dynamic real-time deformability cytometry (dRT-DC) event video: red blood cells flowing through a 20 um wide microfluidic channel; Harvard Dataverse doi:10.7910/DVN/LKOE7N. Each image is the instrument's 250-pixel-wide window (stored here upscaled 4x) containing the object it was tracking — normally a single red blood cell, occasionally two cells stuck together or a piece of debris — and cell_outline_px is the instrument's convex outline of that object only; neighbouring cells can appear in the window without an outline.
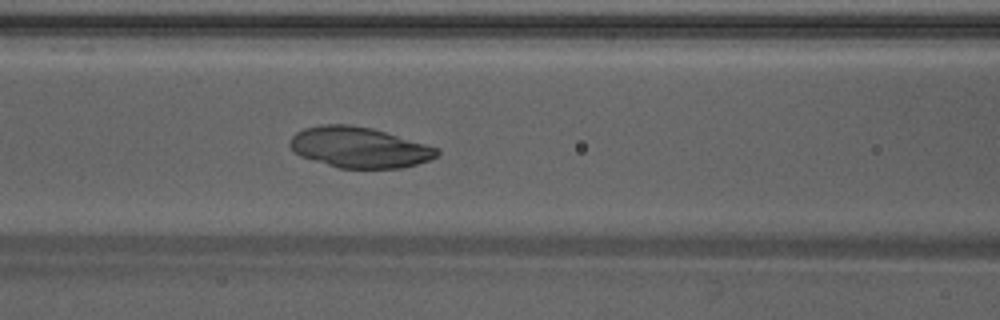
{"species": "Egyptian fruit bat (a non-hibernating species)", "species_latin": "Rousettus aegyptiacus", "temperature_condition": "warm", "stored_images_in_passage": 42, "camera_frame_rate_fps": 3000, "um_per_image_px": 0.085, "animal": {"sex": "male"}, "frame": {"image": 1, "passage_image": 21, "time_ms": 6.667, "image_size_px": [1000, 320], "cell_outline_px": [[440, 152], [436, 156], [428, 160], [416, 164], [400, 168], [340, 168], [312, 160], [300, 156], [288, 144], [292, 136], [296, 132], [304, 128], [320, 124], [348, 124], [372, 128], [440, 148]], "centroid_in_image_um": [30.52, 12.52], "position_along_channel_um": 136.1, "area_um2": 34.8}}
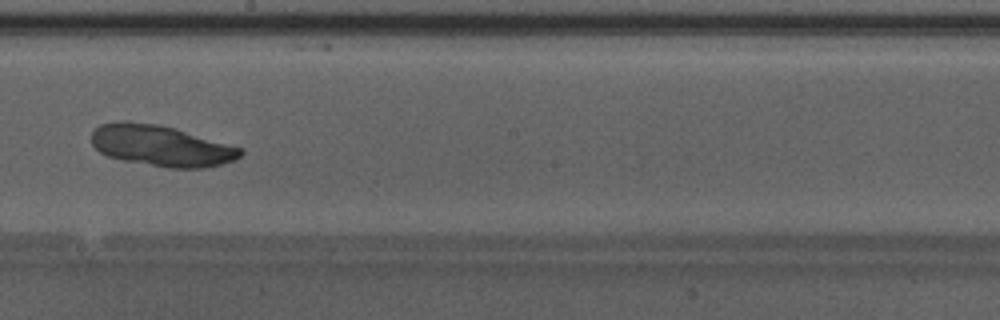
{"frame": {"image": 2, "passage_image": 28, "time_ms": 9.0, "image_size_px": [1000, 320], "cell_outline_px": [[244, 152], [240, 156], [232, 160], [220, 164], [204, 168], [168, 168], [124, 160], [108, 156], [100, 152], [92, 144], [92, 132], [100, 124], [120, 120], [160, 124], [176, 128], [244, 148]], "centroid_in_image_um": [13.71, 12.37], "position_along_channel_um": 234.5, "area_um2": 35.72}}
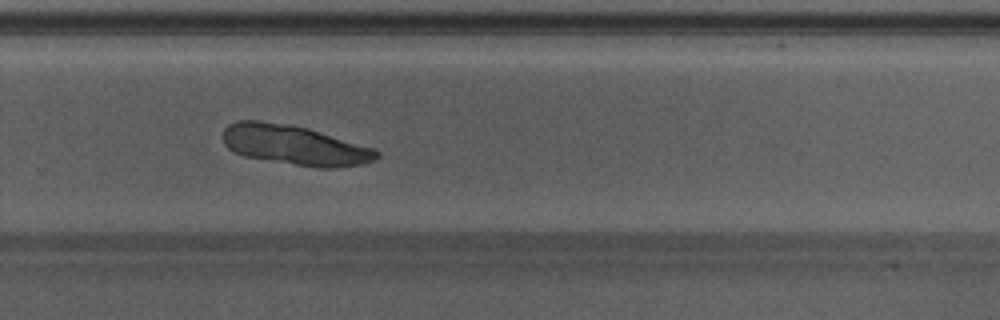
{"frame": {"image": 3, "passage_image": 33, "time_ms": 10.667, "image_size_px": [1000, 320], "cell_outline_px": [[380, 156], [376, 160], [364, 164], [332, 168], [316, 168], [244, 156], [232, 152], [224, 144], [224, 128], [228, 124], [236, 120], [260, 120], [292, 124], [308, 128], [376, 148], [380, 152]], "centroid_in_image_um": [25.07, 12.33], "position_along_channel_um": 304.7, "area_um2": 36.18}}